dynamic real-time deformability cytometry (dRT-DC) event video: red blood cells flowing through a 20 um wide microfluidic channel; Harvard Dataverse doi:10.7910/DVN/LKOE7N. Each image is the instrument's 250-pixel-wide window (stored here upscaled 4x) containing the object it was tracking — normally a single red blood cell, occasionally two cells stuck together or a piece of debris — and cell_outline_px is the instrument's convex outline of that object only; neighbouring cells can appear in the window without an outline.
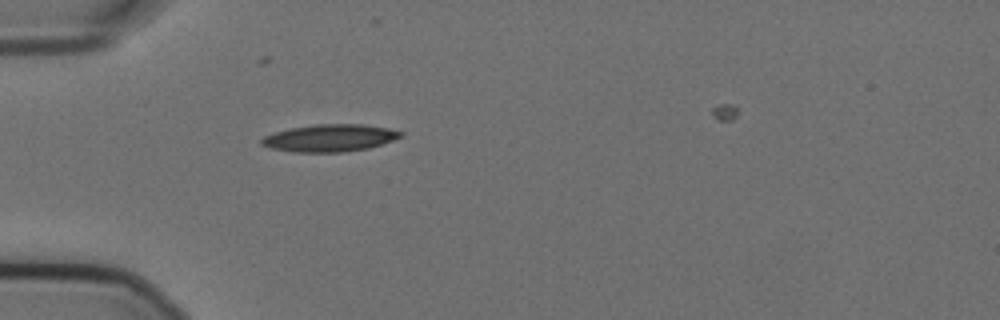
{"species": "Egyptian fruit bat (a non-hibernating species)", "species_latin": "Rousettus aegyptiacus", "temperature_condition": "cold", "stored_images_in_passage": 36, "camera_frame_rate_fps": 3000, "um_per_image_px": 0.085, "animal": {"sex": "female"}, "frame": {"image": 1, "passage_image": 1, "time_ms": 0.0, "image_size_px": [1000, 320], "cell_outline_px": [[404, 136], [368, 148], [344, 152], [292, 152], [272, 148], [260, 144], [260, 140], [264, 136], [276, 132], [292, 128], [316, 124], [360, 124], [388, 128], [404, 132]], "centroid_in_image_um": [28.04, 11.73], "position_along_channel_um": 57.0, "area_um2": 21.96}}
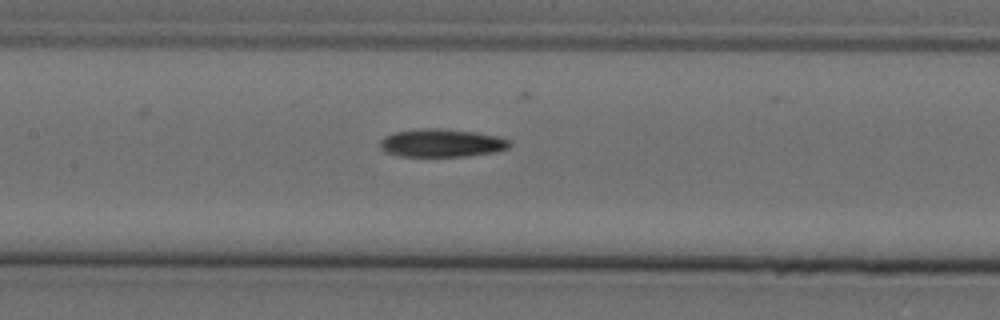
{"frame": {"image": 2, "passage_image": 11, "time_ms": 3.333, "image_size_px": [1000, 320], "cell_outline_px": [[512, 144], [508, 148], [496, 152], [468, 156], [400, 156], [384, 152], [380, 148], [380, 140], [384, 136], [392, 132], [420, 128], [436, 128], [476, 132], [496, 136], [512, 140]], "centroid_in_image_um": [37.53, 12.15], "position_along_channel_um": 169.9, "area_um2": 21.44}}
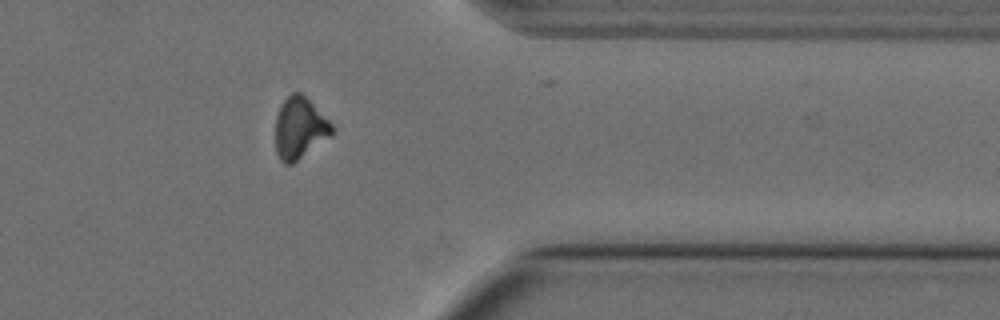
{"frame": {"image": 3, "passage_image": 30, "time_ms": 9.667, "image_size_px": [1000, 320], "cell_outline_px": [[336, 132], [332, 136], [292, 164], [284, 164], [280, 160], [276, 152], [276, 116], [284, 100], [292, 92], [300, 92], [336, 128]], "centroid_in_image_um": [25.49, 10.92], "position_along_channel_um": 385.9, "area_um2": 20.17}}